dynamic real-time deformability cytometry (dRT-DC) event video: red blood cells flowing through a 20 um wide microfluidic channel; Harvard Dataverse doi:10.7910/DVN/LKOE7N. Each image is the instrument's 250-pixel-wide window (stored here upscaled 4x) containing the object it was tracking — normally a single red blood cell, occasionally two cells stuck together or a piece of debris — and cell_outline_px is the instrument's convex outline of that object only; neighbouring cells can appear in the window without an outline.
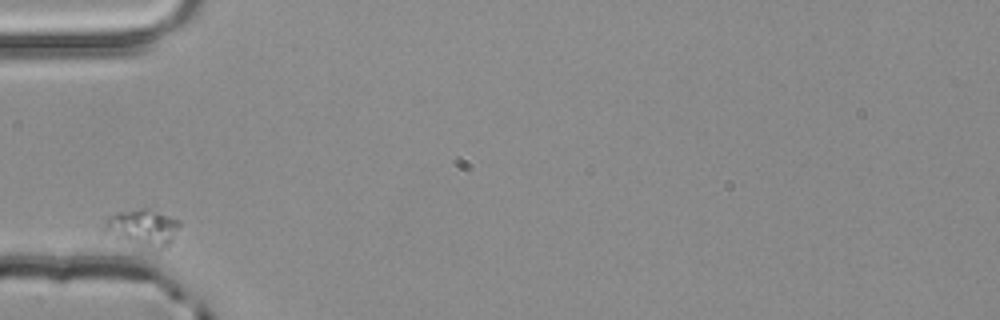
{"species": "common noctule bat (a hibernating species)", "species_latin": "Nyctalus noctula", "temperature_condition": "room temperature", "stored_images_in_passage": 1, "camera_frame_rate_fps": 3000, "um_per_image_px": 0.085, "animal": {"sex": "male", "body_mass_g": 20.4}, "frame": {"image": 1, "passage_image": 1, "time_ms": 0.0, "image_size_px": [1000, 320], "cell_outline_px": [[180, 224], [172, 240], [168, 244], [160, 248], [128, 240], [116, 236], [104, 224], [108, 216], [116, 212], [140, 208], [144, 208], [180, 220]], "centroid_in_image_um": [12.19, 19.27], "position_along_channel_um": 72.8, "area_um2": 14.8}}